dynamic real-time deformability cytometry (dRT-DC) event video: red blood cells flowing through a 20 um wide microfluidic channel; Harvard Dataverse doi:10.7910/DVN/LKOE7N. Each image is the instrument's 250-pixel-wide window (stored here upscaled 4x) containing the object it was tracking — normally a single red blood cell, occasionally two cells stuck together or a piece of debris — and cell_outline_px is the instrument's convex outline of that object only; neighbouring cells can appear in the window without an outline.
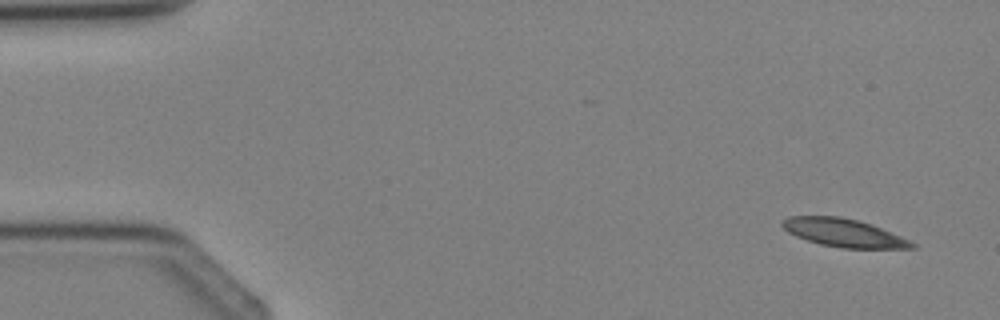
{"species": "Egyptian fruit bat (a non-hibernating species)", "species_latin": "Rousettus aegyptiacus", "temperature_condition": "cold", "stored_images_in_passage": 4, "segment_of_instrument_passage": [2, 2], "camera_frame_rate_fps": 3000, "um_per_image_px": 0.085, "animal": {"sex": "female"}, "frame": {"image": 1, "passage_image": 4, "time_ms": 4.333, "image_size_px": [1000, 320], "cell_outline_px": [[916, 248], [840, 248], [820, 244], [796, 236], [788, 232], [780, 224], [780, 220], [788, 216], [840, 216], [860, 220], [872, 224], [900, 236], [916, 244]], "centroid_in_image_um": [71.68, 19.77], "position_along_channel_um": 13.3, "area_um2": 21.27}}